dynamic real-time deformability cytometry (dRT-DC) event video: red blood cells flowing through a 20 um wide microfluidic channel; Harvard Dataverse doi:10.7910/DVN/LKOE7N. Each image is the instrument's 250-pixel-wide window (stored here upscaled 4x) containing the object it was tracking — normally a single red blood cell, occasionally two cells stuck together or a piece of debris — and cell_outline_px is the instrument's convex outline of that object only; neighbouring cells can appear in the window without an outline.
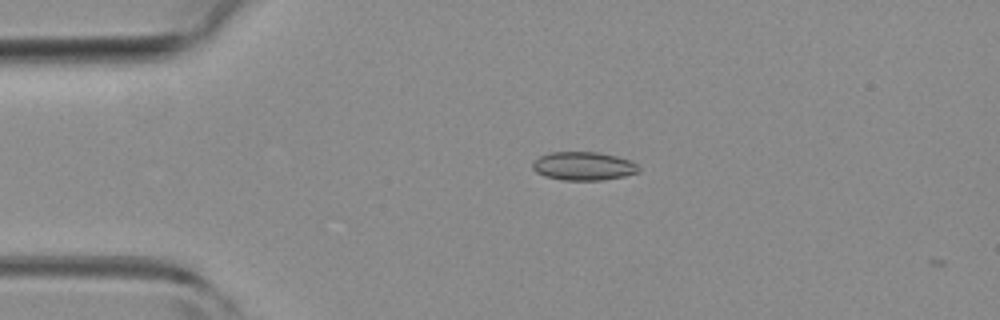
{"species": "common noctule bat (a hibernating species)", "species_latin": "Nyctalus noctula", "temperature_condition": "room temperature", "stored_images_in_passage": 3, "camera_frame_rate_fps": 3000, "um_per_image_px": 0.085, "animal": {"sex": "female", "body_mass_g": 19.3, "forearm_length_mm": 54.1}, "frame": {"image": 1, "passage_image": 2, "time_ms": 0.333, "image_size_px": [1000, 320], "cell_outline_px": [[640, 172], [624, 176], [604, 180], [564, 180], [544, 176], [536, 172], [532, 168], [532, 160], [540, 156], [552, 152], [596, 152], [616, 156], [628, 160], [636, 164], [640, 168]], "centroid_in_image_um": [49.57, 14.12], "position_along_channel_um": 35.4, "area_um2": 17.63}}